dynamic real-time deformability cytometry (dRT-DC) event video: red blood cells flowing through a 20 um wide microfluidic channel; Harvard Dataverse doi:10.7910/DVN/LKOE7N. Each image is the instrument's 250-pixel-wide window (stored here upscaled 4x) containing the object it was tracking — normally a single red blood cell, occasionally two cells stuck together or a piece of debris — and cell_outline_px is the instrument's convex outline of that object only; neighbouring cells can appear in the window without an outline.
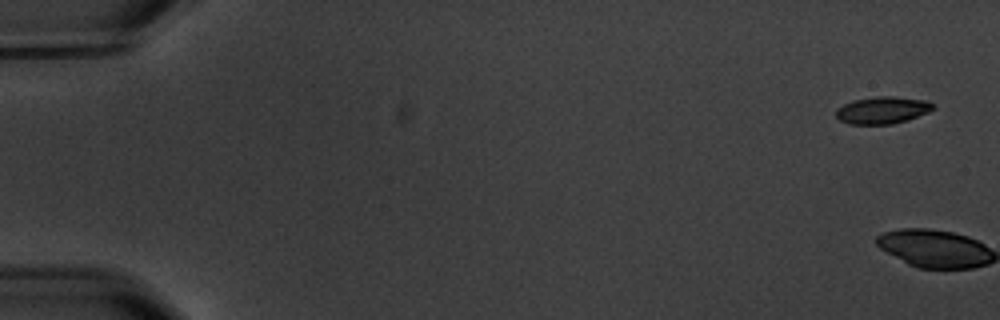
{"species": "common noctule bat (a hibernating species)", "species_latin": "Nyctalus noctula", "temperature_condition": "warm", "stored_images_in_passage": 5, "camera_frame_rate_fps": 3000, "um_per_image_px": 0.085, "animal": {"sex": "male", "body_mass_g": 20.1, "forearm_length_mm": 53.5}, "frame": {"image": 1, "passage_image": 1, "time_ms": 0.0, "image_size_px": [1000, 320], "cell_outline_px": [[936, 108], [928, 112], [908, 120], [892, 124], [848, 124], [840, 120], [836, 116], [836, 108], [852, 100], [876, 96], [892, 96], [924, 100], [932, 104]], "centroid_in_image_um": [74.98, 9.36], "position_along_channel_um": 10.0, "area_um2": 15.37}}